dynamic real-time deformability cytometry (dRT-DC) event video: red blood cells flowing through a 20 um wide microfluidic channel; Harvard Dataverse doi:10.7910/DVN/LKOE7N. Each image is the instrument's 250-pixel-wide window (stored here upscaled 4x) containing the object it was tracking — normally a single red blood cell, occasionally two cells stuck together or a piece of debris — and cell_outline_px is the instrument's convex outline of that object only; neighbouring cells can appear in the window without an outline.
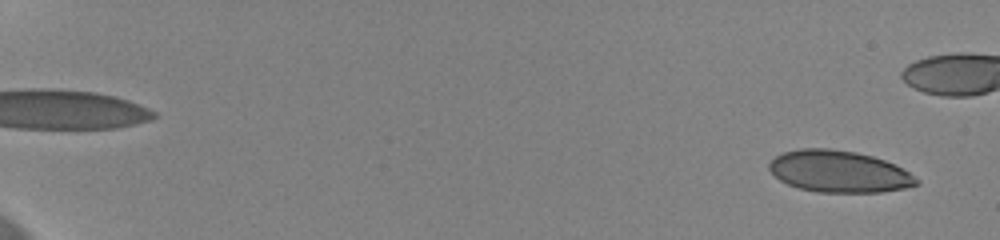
{"species": "human", "species_latin": "Homo sapiens", "temperature_condition": "cold", "stored_images_in_passage": 54, "camera_frame_rate_fps": 3000, "um_per_image_px": 0.085, "donor": {"sex": "female"}, "frame": {"image": 1, "passage_image": 3, "time_ms": 0.667, "image_size_px": [1000, 240], "cell_outline_px": [[920, 184], [904, 188], [880, 192], [816, 192], [800, 188], [788, 184], [780, 180], [768, 168], [768, 164], [776, 156], [784, 152], [800, 148], [828, 148], [856, 152], [872, 156], [884, 160], [908, 172], [920, 180]], "centroid_in_image_um": [71.3, 14.58], "position_along_channel_um": 13.7, "area_um2": 35.6}}
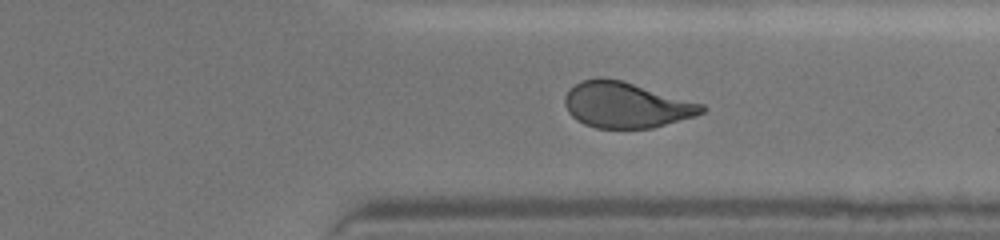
{"frame": {"image": 2, "passage_image": 47, "time_ms": 15.333, "image_size_px": [1000, 240], "cell_outline_px": [[704, 112], [696, 116], [652, 128], [596, 128], [584, 124], [576, 120], [568, 112], [564, 104], [564, 96], [580, 80], [596, 76], [604, 76], [624, 80], [704, 104]], "centroid_in_image_um": [53.2, 8.9], "position_along_channel_um": 358.2, "area_um2": 36.93}}
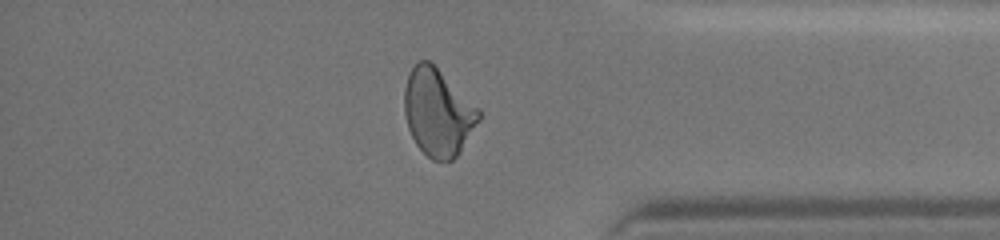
{"frame": {"image": 3, "passage_image": 51, "time_ms": 16.667, "image_size_px": [1000, 240], "cell_outline_px": [[480, 120], [460, 152], [452, 160], [432, 160], [416, 144], [408, 128], [404, 112], [404, 88], [408, 76], [412, 68], [420, 60], [428, 60], [480, 112]], "centroid_in_image_um": [37.18, 9.59], "position_along_channel_um": 398.0, "area_um2": 36.76}}